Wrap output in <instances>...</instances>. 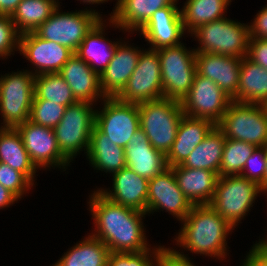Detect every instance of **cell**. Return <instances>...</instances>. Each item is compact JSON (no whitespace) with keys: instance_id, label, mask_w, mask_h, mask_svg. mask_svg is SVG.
<instances>
[{"instance_id":"cell-26","label":"cell","mask_w":267,"mask_h":266,"mask_svg":"<svg viewBox=\"0 0 267 266\" xmlns=\"http://www.w3.org/2000/svg\"><path fill=\"white\" fill-rule=\"evenodd\" d=\"M106 22L101 19L92 30L84 37L75 54L86 62L94 72L99 75L106 69L114 56L117 44L120 41H110L103 35L105 33Z\"/></svg>"},{"instance_id":"cell-45","label":"cell","mask_w":267,"mask_h":266,"mask_svg":"<svg viewBox=\"0 0 267 266\" xmlns=\"http://www.w3.org/2000/svg\"><path fill=\"white\" fill-rule=\"evenodd\" d=\"M19 199L8 189L0 184V209H4L14 204Z\"/></svg>"},{"instance_id":"cell-50","label":"cell","mask_w":267,"mask_h":266,"mask_svg":"<svg viewBox=\"0 0 267 266\" xmlns=\"http://www.w3.org/2000/svg\"><path fill=\"white\" fill-rule=\"evenodd\" d=\"M259 240H261L260 242H263V243L267 244V236H266V239L263 238V239H259Z\"/></svg>"},{"instance_id":"cell-33","label":"cell","mask_w":267,"mask_h":266,"mask_svg":"<svg viewBox=\"0 0 267 266\" xmlns=\"http://www.w3.org/2000/svg\"><path fill=\"white\" fill-rule=\"evenodd\" d=\"M58 6L53 0H21L11 18L20 35L34 32Z\"/></svg>"},{"instance_id":"cell-32","label":"cell","mask_w":267,"mask_h":266,"mask_svg":"<svg viewBox=\"0 0 267 266\" xmlns=\"http://www.w3.org/2000/svg\"><path fill=\"white\" fill-rule=\"evenodd\" d=\"M231 0H186L180 10L184 30L191 34L199 26L225 17Z\"/></svg>"},{"instance_id":"cell-47","label":"cell","mask_w":267,"mask_h":266,"mask_svg":"<svg viewBox=\"0 0 267 266\" xmlns=\"http://www.w3.org/2000/svg\"><path fill=\"white\" fill-rule=\"evenodd\" d=\"M265 151V173H264V179H263V191L267 194V144L264 146Z\"/></svg>"},{"instance_id":"cell-38","label":"cell","mask_w":267,"mask_h":266,"mask_svg":"<svg viewBox=\"0 0 267 266\" xmlns=\"http://www.w3.org/2000/svg\"><path fill=\"white\" fill-rule=\"evenodd\" d=\"M0 184L18 199H22L34 185L24 174L2 162H0Z\"/></svg>"},{"instance_id":"cell-16","label":"cell","mask_w":267,"mask_h":266,"mask_svg":"<svg viewBox=\"0 0 267 266\" xmlns=\"http://www.w3.org/2000/svg\"><path fill=\"white\" fill-rule=\"evenodd\" d=\"M19 53L35 66L33 67L35 72L30 71L35 76L59 73L74 54L69 48L54 41L45 40L35 32L20 35Z\"/></svg>"},{"instance_id":"cell-4","label":"cell","mask_w":267,"mask_h":266,"mask_svg":"<svg viewBox=\"0 0 267 266\" xmlns=\"http://www.w3.org/2000/svg\"><path fill=\"white\" fill-rule=\"evenodd\" d=\"M199 42L196 53L208 52L234 57H246L250 38L249 24L224 17L199 26L191 37Z\"/></svg>"},{"instance_id":"cell-36","label":"cell","mask_w":267,"mask_h":266,"mask_svg":"<svg viewBox=\"0 0 267 266\" xmlns=\"http://www.w3.org/2000/svg\"><path fill=\"white\" fill-rule=\"evenodd\" d=\"M66 106L48 100H33L29 121L54 129L61 121Z\"/></svg>"},{"instance_id":"cell-10","label":"cell","mask_w":267,"mask_h":266,"mask_svg":"<svg viewBox=\"0 0 267 266\" xmlns=\"http://www.w3.org/2000/svg\"><path fill=\"white\" fill-rule=\"evenodd\" d=\"M35 75L28 70L0 77V128H16L28 121L34 97Z\"/></svg>"},{"instance_id":"cell-20","label":"cell","mask_w":267,"mask_h":266,"mask_svg":"<svg viewBox=\"0 0 267 266\" xmlns=\"http://www.w3.org/2000/svg\"><path fill=\"white\" fill-rule=\"evenodd\" d=\"M126 167L148 180L168 168L166 155L155 149L147 135L139 128L125 147Z\"/></svg>"},{"instance_id":"cell-35","label":"cell","mask_w":267,"mask_h":266,"mask_svg":"<svg viewBox=\"0 0 267 266\" xmlns=\"http://www.w3.org/2000/svg\"><path fill=\"white\" fill-rule=\"evenodd\" d=\"M256 148L257 146L251 143L226 139L219 169V177L240 175L245 166V162Z\"/></svg>"},{"instance_id":"cell-2","label":"cell","mask_w":267,"mask_h":266,"mask_svg":"<svg viewBox=\"0 0 267 266\" xmlns=\"http://www.w3.org/2000/svg\"><path fill=\"white\" fill-rule=\"evenodd\" d=\"M181 223L175 239L177 245L195 254L226 259V240L234 227L211 206H193Z\"/></svg>"},{"instance_id":"cell-51","label":"cell","mask_w":267,"mask_h":266,"mask_svg":"<svg viewBox=\"0 0 267 266\" xmlns=\"http://www.w3.org/2000/svg\"><path fill=\"white\" fill-rule=\"evenodd\" d=\"M57 5L60 6V2L58 0H53Z\"/></svg>"},{"instance_id":"cell-12","label":"cell","mask_w":267,"mask_h":266,"mask_svg":"<svg viewBox=\"0 0 267 266\" xmlns=\"http://www.w3.org/2000/svg\"><path fill=\"white\" fill-rule=\"evenodd\" d=\"M102 101V110H96L95 126L114 144L125 149L140 128L138 104L122 102L116 97H105Z\"/></svg>"},{"instance_id":"cell-37","label":"cell","mask_w":267,"mask_h":266,"mask_svg":"<svg viewBox=\"0 0 267 266\" xmlns=\"http://www.w3.org/2000/svg\"><path fill=\"white\" fill-rule=\"evenodd\" d=\"M165 248L166 247L159 245L154 249L152 248L153 251L150 248L140 252H110L107 266H155L158 255Z\"/></svg>"},{"instance_id":"cell-34","label":"cell","mask_w":267,"mask_h":266,"mask_svg":"<svg viewBox=\"0 0 267 266\" xmlns=\"http://www.w3.org/2000/svg\"><path fill=\"white\" fill-rule=\"evenodd\" d=\"M33 100H48L66 107L77 102L70 86L59 73L35 76Z\"/></svg>"},{"instance_id":"cell-39","label":"cell","mask_w":267,"mask_h":266,"mask_svg":"<svg viewBox=\"0 0 267 266\" xmlns=\"http://www.w3.org/2000/svg\"><path fill=\"white\" fill-rule=\"evenodd\" d=\"M19 38L11 16L0 15V58L7 59L14 51H19Z\"/></svg>"},{"instance_id":"cell-18","label":"cell","mask_w":267,"mask_h":266,"mask_svg":"<svg viewBox=\"0 0 267 266\" xmlns=\"http://www.w3.org/2000/svg\"><path fill=\"white\" fill-rule=\"evenodd\" d=\"M241 63L240 57L196 53L197 73L213 80L233 101H236Z\"/></svg>"},{"instance_id":"cell-43","label":"cell","mask_w":267,"mask_h":266,"mask_svg":"<svg viewBox=\"0 0 267 266\" xmlns=\"http://www.w3.org/2000/svg\"><path fill=\"white\" fill-rule=\"evenodd\" d=\"M243 262L241 266H267V244L256 242Z\"/></svg>"},{"instance_id":"cell-29","label":"cell","mask_w":267,"mask_h":266,"mask_svg":"<svg viewBox=\"0 0 267 266\" xmlns=\"http://www.w3.org/2000/svg\"><path fill=\"white\" fill-rule=\"evenodd\" d=\"M267 100V69L242 58L236 102L264 104Z\"/></svg>"},{"instance_id":"cell-25","label":"cell","mask_w":267,"mask_h":266,"mask_svg":"<svg viewBox=\"0 0 267 266\" xmlns=\"http://www.w3.org/2000/svg\"><path fill=\"white\" fill-rule=\"evenodd\" d=\"M214 126L215 124L208 119L184 115L177 128L176 139L166 154L168 167L182 164Z\"/></svg>"},{"instance_id":"cell-13","label":"cell","mask_w":267,"mask_h":266,"mask_svg":"<svg viewBox=\"0 0 267 266\" xmlns=\"http://www.w3.org/2000/svg\"><path fill=\"white\" fill-rule=\"evenodd\" d=\"M232 99L211 79L196 73L189 93L181 101L184 115L208 119L215 125L227 111Z\"/></svg>"},{"instance_id":"cell-42","label":"cell","mask_w":267,"mask_h":266,"mask_svg":"<svg viewBox=\"0 0 267 266\" xmlns=\"http://www.w3.org/2000/svg\"><path fill=\"white\" fill-rule=\"evenodd\" d=\"M246 57L253 63L267 69V39L249 38Z\"/></svg>"},{"instance_id":"cell-46","label":"cell","mask_w":267,"mask_h":266,"mask_svg":"<svg viewBox=\"0 0 267 266\" xmlns=\"http://www.w3.org/2000/svg\"><path fill=\"white\" fill-rule=\"evenodd\" d=\"M21 0H0V15L12 16Z\"/></svg>"},{"instance_id":"cell-49","label":"cell","mask_w":267,"mask_h":266,"mask_svg":"<svg viewBox=\"0 0 267 266\" xmlns=\"http://www.w3.org/2000/svg\"><path fill=\"white\" fill-rule=\"evenodd\" d=\"M263 105V107H264V109H265V111H266V114H267V100L264 102V104H262Z\"/></svg>"},{"instance_id":"cell-23","label":"cell","mask_w":267,"mask_h":266,"mask_svg":"<svg viewBox=\"0 0 267 266\" xmlns=\"http://www.w3.org/2000/svg\"><path fill=\"white\" fill-rule=\"evenodd\" d=\"M179 0H117L115 10L111 12L109 24L126 32L139 31L153 13ZM115 25V26H114Z\"/></svg>"},{"instance_id":"cell-24","label":"cell","mask_w":267,"mask_h":266,"mask_svg":"<svg viewBox=\"0 0 267 266\" xmlns=\"http://www.w3.org/2000/svg\"><path fill=\"white\" fill-rule=\"evenodd\" d=\"M178 187L193 206L209 205L215 194L219 175L206 169L171 167Z\"/></svg>"},{"instance_id":"cell-7","label":"cell","mask_w":267,"mask_h":266,"mask_svg":"<svg viewBox=\"0 0 267 266\" xmlns=\"http://www.w3.org/2000/svg\"><path fill=\"white\" fill-rule=\"evenodd\" d=\"M216 126L227 139L263 147L267 144V114L262 104L231 101Z\"/></svg>"},{"instance_id":"cell-15","label":"cell","mask_w":267,"mask_h":266,"mask_svg":"<svg viewBox=\"0 0 267 266\" xmlns=\"http://www.w3.org/2000/svg\"><path fill=\"white\" fill-rule=\"evenodd\" d=\"M192 207L193 205L178 187L171 167L149 180L147 214L166 210L178 221H182Z\"/></svg>"},{"instance_id":"cell-9","label":"cell","mask_w":267,"mask_h":266,"mask_svg":"<svg viewBox=\"0 0 267 266\" xmlns=\"http://www.w3.org/2000/svg\"><path fill=\"white\" fill-rule=\"evenodd\" d=\"M59 7L34 32L39 37L61 44L75 53L84 37L104 18L92 9L59 12Z\"/></svg>"},{"instance_id":"cell-21","label":"cell","mask_w":267,"mask_h":266,"mask_svg":"<svg viewBox=\"0 0 267 266\" xmlns=\"http://www.w3.org/2000/svg\"><path fill=\"white\" fill-rule=\"evenodd\" d=\"M141 53V48H135L125 41L124 44H117L113 58L100 75V85L105 97H116L123 90Z\"/></svg>"},{"instance_id":"cell-14","label":"cell","mask_w":267,"mask_h":266,"mask_svg":"<svg viewBox=\"0 0 267 266\" xmlns=\"http://www.w3.org/2000/svg\"><path fill=\"white\" fill-rule=\"evenodd\" d=\"M31 161L39 168L65 169L70 162L60 152L53 129L26 121L16 127Z\"/></svg>"},{"instance_id":"cell-19","label":"cell","mask_w":267,"mask_h":266,"mask_svg":"<svg viewBox=\"0 0 267 266\" xmlns=\"http://www.w3.org/2000/svg\"><path fill=\"white\" fill-rule=\"evenodd\" d=\"M112 181V190L100 188L98 191L114 203L146 213L148 179L137 175L129 167H124L112 174Z\"/></svg>"},{"instance_id":"cell-31","label":"cell","mask_w":267,"mask_h":266,"mask_svg":"<svg viewBox=\"0 0 267 266\" xmlns=\"http://www.w3.org/2000/svg\"><path fill=\"white\" fill-rule=\"evenodd\" d=\"M109 253L110 250L102 241L88 235L70 247L53 266H107Z\"/></svg>"},{"instance_id":"cell-3","label":"cell","mask_w":267,"mask_h":266,"mask_svg":"<svg viewBox=\"0 0 267 266\" xmlns=\"http://www.w3.org/2000/svg\"><path fill=\"white\" fill-rule=\"evenodd\" d=\"M140 128L152 146L165 155L176 139L177 128L184 116L181 102L160 98L138 104Z\"/></svg>"},{"instance_id":"cell-1","label":"cell","mask_w":267,"mask_h":266,"mask_svg":"<svg viewBox=\"0 0 267 266\" xmlns=\"http://www.w3.org/2000/svg\"><path fill=\"white\" fill-rule=\"evenodd\" d=\"M90 196L89 211L95 226L90 235L102 241L110 252L150 249L142 221L147 213L114 203L98 190Z\"/></svg>"},{"instance_id":"cell-28","label":"cell","mask_w":267,"mask_h":266,"mask_svg":"<svg viewBox=\"0 0 267 266\" xmlns=\"http://www.w3.org/2000/svg\"><path fill=\"white\" fill-rule=\"evenodd\" d=\"M0 162L24 174L33 184L37 167L16 128H0Z\"/></svg>"},{"instance_id":"cell-22","label":"cell","mask_w":267,"mask_h":266,"mask_svg":"<svg viewBox=\"0 0 267 266\" xmlns=\"http://www.w3.org/2000/svg\"><path fill=\"white\" fill-rule=\"evenodd\" d=\"M59 74L70 86L77 101L95 103L103 100L100 75L75 53L63 65Z\"/></svg>"},{"instance_id":"cell-5","label":"cell","mask_w":267,"mask_h":266,"mask_svg":"<svg viewBox=\"0 0 267 266\" xmlns=\"http://www.w3.org/2000/svg\"><path fill=\"white\" fill-rule=\"evenodd\" d=\"M261 193L265 192L259 184L240 175L220 176L209 206L235 228Z\"/></svg>"},{"instance_id":"cell-11","label":"cell","mask_w":267,"mask_h":266,"mask_svg":"<svg viewBox=\"0 0 267 266\" xmlns=\"http://www.w3.org/2000/svg\"><path fill=\"white\" fill-rule=\"evenodd\" d=\"M122 102L139 104L163 98L158 51L143 50L126 86L116 96Z\"/></svg>"},{"instance_id":"cell-41","label":"cell","mask_w":267,"mask_h":266,"mask_svg":"<svg viewBox=\"0 0 267 266\" xmlns=\"http://www.w3.org/2000/svg\"><path fill=\"white\" fill-rule=\"evenodd\" d=\"M188 256L183 252L174 250L173 248H165L155 262V266H196Z\"/></svg>"},{"instance_id":"cell-48","label":"cell","mask_w":267,"mask_h":266,"mask_svg":"<svg viewBox=\"0 0 267 266\" xmlns=\"http://www.w3.org/2000/svg\"><path fill=\"white\" fill-rule=\"evenodd\" d=\"M109 0H80V2H83V3H87L88 5L89 4H100V3H104V2H107Z\"/></svg>"},{"instance_id":"cell-40","label":"cell","mask_w":267,"mask_h":266,"mask_svg":"<svg viewBox=\"0 0 267 266\" xmlns=\"http://www.w3.org/2000/svg\"><path fill=\"white\" fill-rule=\"evenodd\" d=\"M265 151L263 147H257L249 159L245 162V166L240 176L254 181L261 186L263 190V179L265 173Z\"/></svg>"},{"instance_id":"cell-8","label":"cell","mask_w":267,"mask_h":266,"mask_svg":"<svg viewBox=\"0 0 267 266\" xmlns=\"http://www.w3.org/2000/svg\"><path fill=\"white\" fill-rule=\"evenodd\" d=\"M161 67L163 97L182 101L197 73L196 51L183 43L157 50Z\"/></svg>"},{"instance_id":"cell-6","label":"cell","mask_w":267,"mask_h":266,"mask_svg":"<svg viewBox=\"0 0 267 266\" xmlns=\"http://www.w3.org/2000/svg\"><path fill=\"white\" fill-rule=\"evenodd\" d=\"M93 103L77 101L66 107L61 121L53 129L58 148L69 161L89 148L96 110Z\"/></svg>"},{"instance_id":"cell-17","label":"cell","mask_w":267,"mask_h":266,"mask_svg":"<svg viewBox=\"0 0 267 266\" xmlns=\"http://www.w3.org/2000/svg\"><path fill=\"white\" fill-rule=\"evenodd\" d=\"M184 32L181 12L177 4L156 10L139 30L153 50L181 44L180 39L184 36Z\"/></svg>"},{"instance_id":"cell-30","label":"cell","mask_w":267,"mask_h":266,"mask_svg":"<svg viewBox=\"0 0 267 266\" xmlns=\"http://www.w3.org/2000/svg\"><path fill=\"white\" fill-rule=\"evenodd\" d=\"M226 139L223 132L215 125L181 165L193 169L210 170L219 175Z\"/></svg>"},{"instance_id":"cell-27","label":"cell","mask_w":267,"mask_h":266,"mask_svg":"<svg viewBox=\"0 0 267 266\" xmlns=\"http://www.w3.org/2000/svg\"><path fill=\"white\" fill-rule=\"evenodd\" d=\"M86 155L95 170L114 174L126 167L125 149L114 144L96 126L93 127Z\"/></svg>"},{"instance_id":"cell-44","label":"cell","mask_w":267,"mask_h":266,"mask_svg":"<svg viewBox=\"0 0 267 266\" xmlns=\"http://www.w3.org/2000/svg\"><path fill=\"white\" fill-rule=\"evenodd\" d=\"M255 16L249 25L250 38L267 39V5Z\"/></svg>"}]
</instances>
